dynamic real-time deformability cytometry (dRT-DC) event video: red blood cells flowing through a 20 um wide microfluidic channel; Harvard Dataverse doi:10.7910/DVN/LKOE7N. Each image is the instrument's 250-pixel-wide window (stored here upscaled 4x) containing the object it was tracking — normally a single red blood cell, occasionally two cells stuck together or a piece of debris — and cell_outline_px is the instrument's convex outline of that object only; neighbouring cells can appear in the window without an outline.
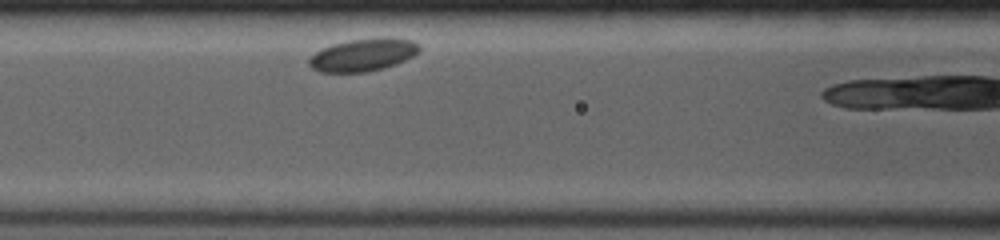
{"species": "common noctule bat (a hibernating species)", "species_latin": "Nyctalus noctula", "temperature_condition": "room temperature", "stored_images_in_passage": 6, "camera_frame_rate_fps": 4000, "um_per_image_px": 0.085, "animal": {"sex": "female", "body_mass_g": 19.0, "forearm_length_mm": 53.3}, "frame": {"image": 1, "passage_image": 3, "time_ms": 2.0, "image_size_px": [1000, 240], "cell_outline_px": [[420, 52], [396, 64], [384, 68], [368, 72], [320, 72], [312, 68], [308, 64], [308, 60], [316, 52], [332, 44], [348, 40], [380, 36], [384, 36], [412, 40], [420, 44]], "centroid_in_image_um": [30.9, 4.64], "position_along_channel_um": 135.7, "area_um2": 21.21}}